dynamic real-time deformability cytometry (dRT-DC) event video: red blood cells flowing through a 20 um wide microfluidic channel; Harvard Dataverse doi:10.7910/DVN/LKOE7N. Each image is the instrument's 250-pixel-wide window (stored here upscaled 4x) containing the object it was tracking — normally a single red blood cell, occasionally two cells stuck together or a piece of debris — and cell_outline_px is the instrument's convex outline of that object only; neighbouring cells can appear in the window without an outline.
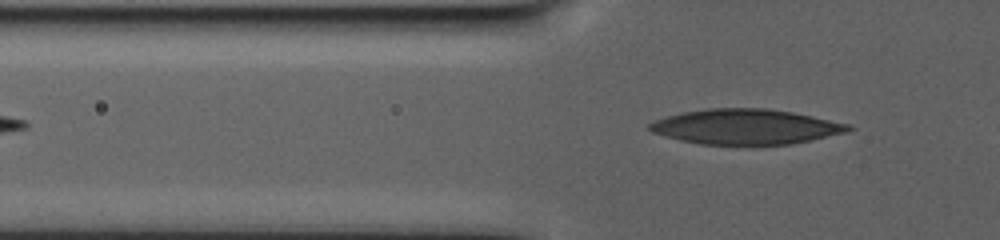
{"species": "human", "species_latin": "Homo sapiens", "temperature_condition": "warm", "stored_images_in_passage": 66, "camera_frame_rate_fps": 3000, "um_per_image_px": 0.085, "donor": {"sex": "male"}, "frame": {"image": 1, "passage_image": 8, "time_ms": 2.333, "image_size_px": [1000, 240], "cell_outline_px": [[856, 128], [844, 132], [792, 144], [752, 148], [700, 144], [680, 140], [652, 132], [648, 128], [648, 124], [656, 120], [668, 116], [684, 112], [708, 108], [768, 108], [792, 112], [812, 116], [848, 124]], "centroid_in_image_um": [63.38, 10.81], "position_along_channel_um": 62.4, "area_um2": 41.56}}
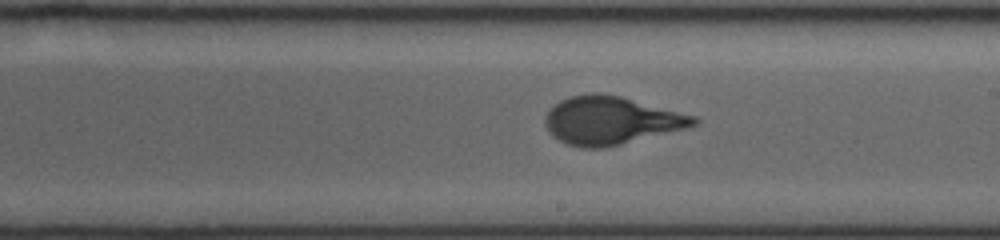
{"frame": {"image": 2, "passage_image": 36, "time_ms": 11.667, "image_size_px": [1000, 240], "cell_outline_px": [[700, 120], [696, 124], [688, 128], [604, 148], [580, 148], [568, 144], [552, 136], [544, 124], [544, 116], [560, 100], [568, 96], [592, 92], [600, 92], [620, 96], [696, 116]], "centroid_in_image_um": [51.92, 10.23], "position_along_channel_um": 237.1, "area_um2": 41.62}}
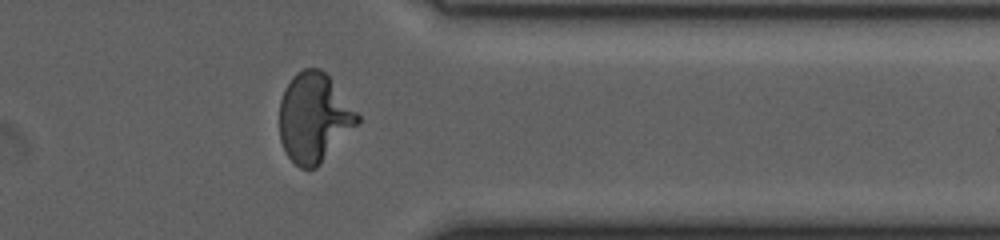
{"frame": {"image": 3, "passage_image": 59, "time_ms": 19.333, "image_size_px": [1000, 240], "cell_outline_px": [[360, 120], [320, 164], [316, 168], [300, 168], [284, 152], [280, 140], [280, 100], [284, 88], [292, 76], [296, 72], [304, 68], [320, 68], [328, 76], [360, 116]], "centroid_in_image_um": [26.65, 9.99], "position_along_channel_um": 384.7, "area_um2": 40.11}}